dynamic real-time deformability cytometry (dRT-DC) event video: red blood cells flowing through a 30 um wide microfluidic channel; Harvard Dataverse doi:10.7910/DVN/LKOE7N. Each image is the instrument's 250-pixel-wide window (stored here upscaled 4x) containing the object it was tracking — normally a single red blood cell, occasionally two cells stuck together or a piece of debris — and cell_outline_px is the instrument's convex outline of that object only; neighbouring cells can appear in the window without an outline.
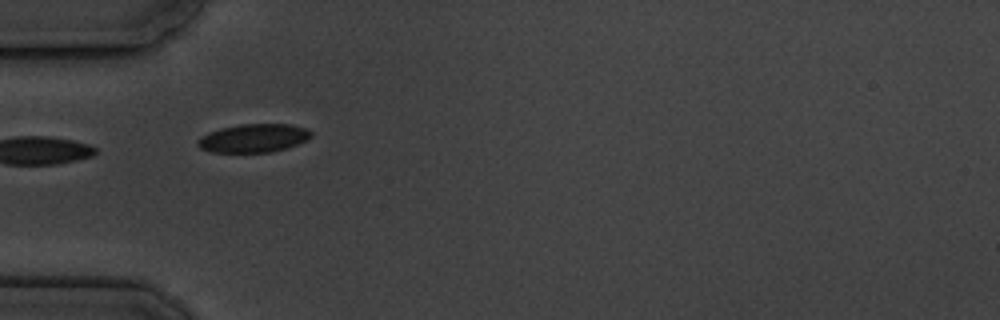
{"species": "common noctule bat (a hibernating species)", "species_latin": "Nyctalus noctula", "temperature_condition": "cold", "stored_images_in_passage": 10, "camera_frame_rate_fps": 3000, "um_per_image_px": 0.085, "animal": {"sex": "male", "body_mass_g": 19.5, "forearm_length_mm": 54.6}, "frame": {"image": 1, "passage_image": 5, "time_ms": 5.667, "image_size_px": [1000, 320], "cell_outline_px": [[312, 136], [288, 148], [272, 152], [212, 152], [200, 148], [196, 144], [196, 140], [208, 132], [220, 128], [240, 124], [288, 124], [308, 128], [312, 132]], "centroid_in_image_um": [21.54, 11.74], "position_along_channel_um": 63.5, "area_um2": 18.84}}
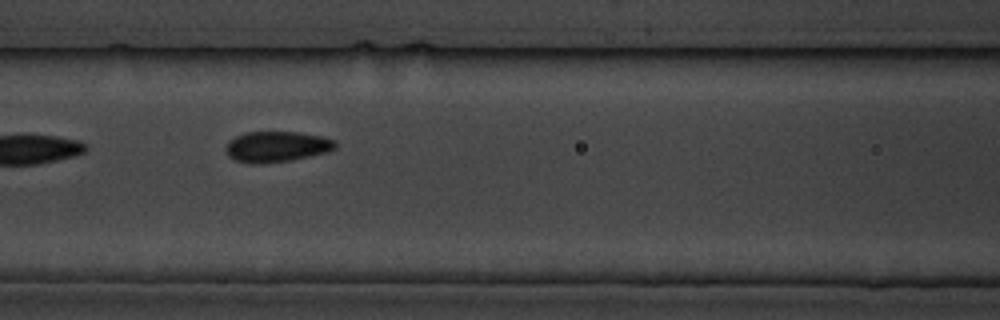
{"frame": {"image": 2, "passage_image": 7, "time_ms": 8.0, "image_size_px": [1000, 320], "cell_outline_px": [[336, 148], [328, 152], [288, 160], [260, 164], [252, 164], [236, 160], [228, 156], [224, 148], [228, 140], [244, 132], [300, 132], [324, 136], [336, 140]], "centroid_in_image_um": [23.51, 12.45], "position_along_channel_um": 143.1, "area_um2": 19.77}}
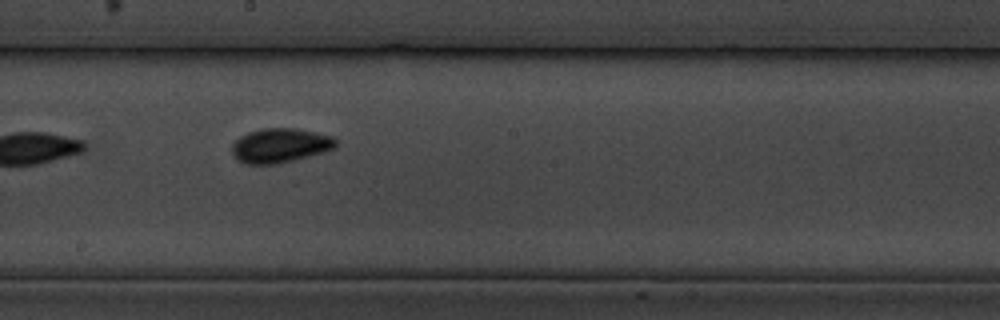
{"frame": {"image": 3, "passage_image": 9, "time_ms": 10.333, "image_size_px": [1000, 320], "cell_outline_px": [[336, 148], [324, 152], [276, 164], [244, 164], [232, 152], [232, 144], [240, 136], [248, 132], [264, 128], [296, 128], [316, 132], [332, 136], [336, 140]], "centroid_in_image_um": [23.83, 12.35], "position_along_channel_um": 224.4, "area_um2": 20.69}}